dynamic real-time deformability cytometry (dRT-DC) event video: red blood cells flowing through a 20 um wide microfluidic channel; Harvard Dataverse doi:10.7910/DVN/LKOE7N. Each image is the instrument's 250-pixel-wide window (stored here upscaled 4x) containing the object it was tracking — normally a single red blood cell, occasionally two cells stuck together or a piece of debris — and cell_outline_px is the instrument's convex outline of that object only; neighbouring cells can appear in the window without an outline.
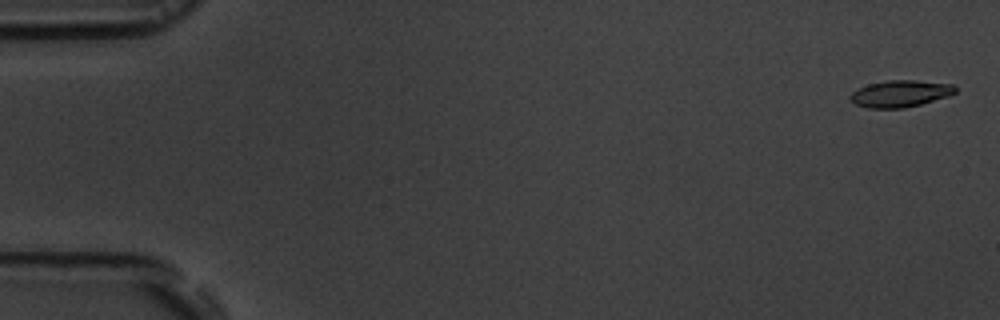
{"species": "common noctule bat (a hibernating species)", "species_latin": "Nyctalus noctula", "temperature_condition": "room temperature", "stored_images_in_passage": 5, "camera_frame_rate_fps": 3000, "um_per_image_px": 0.085, "animal": {"sex": "male", "body_mass_g": 19.5, "forearm_length_mm": 54.6}, "frame": {"image": 1, "passage_image": 1, "time_ms": 0.0, "image_size_px": [1000, 320], "cell_outline_px": [[956, 92], [948, 96], [920, 104], [904, 108], [868, 108], [856, 104], [848, 100], [848, 96], [852, 92], [868, 84], [888, 80], [916, 80], [956, 84]], "centroid_in_image_um": [76.52, 7.95], "position_along_channel_um": 8.5, "area_um2": 16.47}}
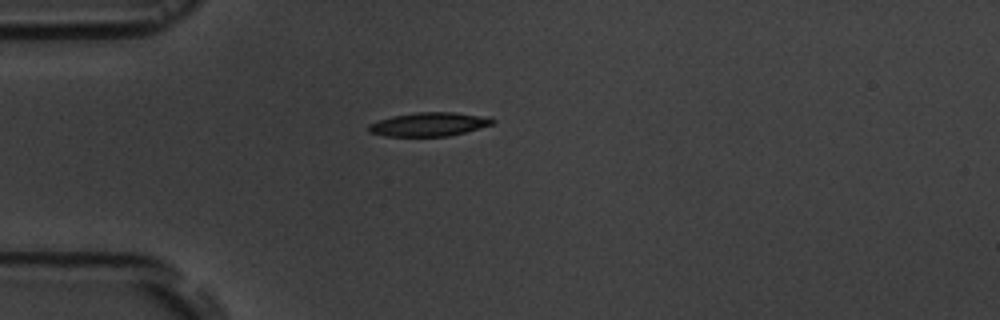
{"frame": {"image": 2, "passage_image": 5, "time_ms": 4.667, "image_size_px": [1000, 320], "cell_outline_px": [[496, 120], [492, 124], [464, 132], [448, 136], [384, 136], [368, 132], [368, 124], [392, 116], [416, 112], [456, 112], [492, 116]], "centroid_in_image_um": [36.5, 10.55], "position_along_channel_um": 48.5, "area_um2": 17.28}}